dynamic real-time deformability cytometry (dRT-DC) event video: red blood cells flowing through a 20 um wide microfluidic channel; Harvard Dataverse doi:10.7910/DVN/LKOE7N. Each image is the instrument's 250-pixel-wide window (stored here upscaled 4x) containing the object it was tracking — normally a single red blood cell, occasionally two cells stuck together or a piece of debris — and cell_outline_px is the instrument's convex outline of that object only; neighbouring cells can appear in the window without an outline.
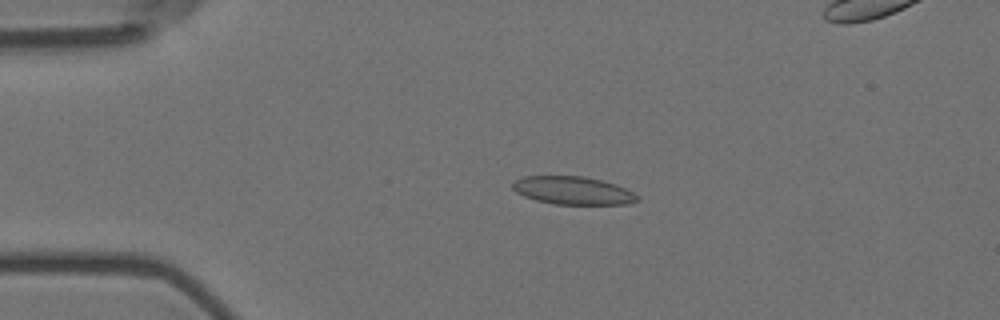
{"species": "Egyptian fruit bat (a non-hibernating species)", "species_latin": "Rousettus aegyptiacus", "temperature_condition": "room temperature", "stored_images_in_passage": 58, "segment_of_instrument_passage": [1, 2], "camera_frame_rate_fps": 3000, "um_per_image_px": 0.085, "animal": {"sex": "female"}, "frame": {"image": 1, "passage_image": 13, "time_ms": 4.0, "image_size_px": [1000, 320], "cell_outline_px": [[640, 200], [628, 204], [552, 204], [536, 200], [524, 196], [516, 192], [512, 188], [512, 184], [516, 180], [524, 176], [584, 176], [600, 180], [624, 188], [640, 196]], "centroid_in_image_um": [48.69, 16.2], "position_along_channel_um": 36.3, "area_um2": 20.23}}
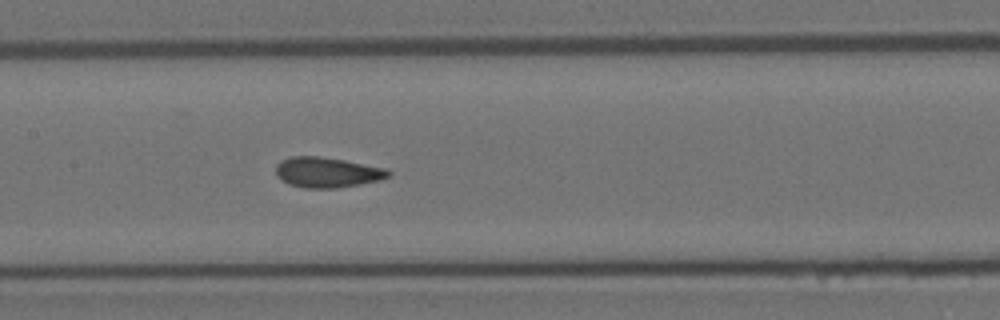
{"frame": {"image": 2, "passage_image": 28, "time_ms": 9.0, "image_size_px": [1000, 320], "cell_outline_px": [[392, 176], [380, 180], [360, 184], [336, 188], [304, 188], [288, 184], [280, 180], [276, 172], [276, 164], [280, 160], [292, 156], [320, 156], [344, 160], [384, 168], [392, 172]], "centroid_in_image_um": [27.79, 14.65], "position_along_channel_um": 179.6, "area_um2": 20.0}}
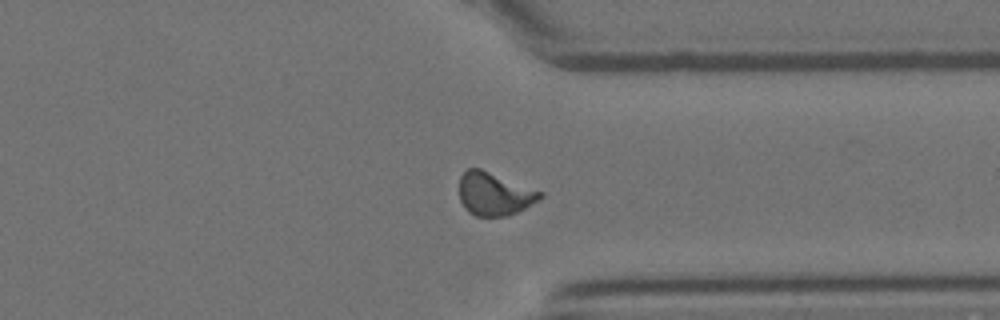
{"frame": {"image": 3, "passage_image": 44, "time_ms": 14.333, "image_size_px": [1000, 320], "cell_outline_px": [[544, 196], [540, 200], [508, 216], [476, 216], [468, 212], [464, 208], [460, 200], [460, 176], [468, 168], [480, 168], [544, 192]], "centroid_in_image_um": [42.03, 16.48], "position_along_channel_um": 369.4, "area_um2": 20.35}}